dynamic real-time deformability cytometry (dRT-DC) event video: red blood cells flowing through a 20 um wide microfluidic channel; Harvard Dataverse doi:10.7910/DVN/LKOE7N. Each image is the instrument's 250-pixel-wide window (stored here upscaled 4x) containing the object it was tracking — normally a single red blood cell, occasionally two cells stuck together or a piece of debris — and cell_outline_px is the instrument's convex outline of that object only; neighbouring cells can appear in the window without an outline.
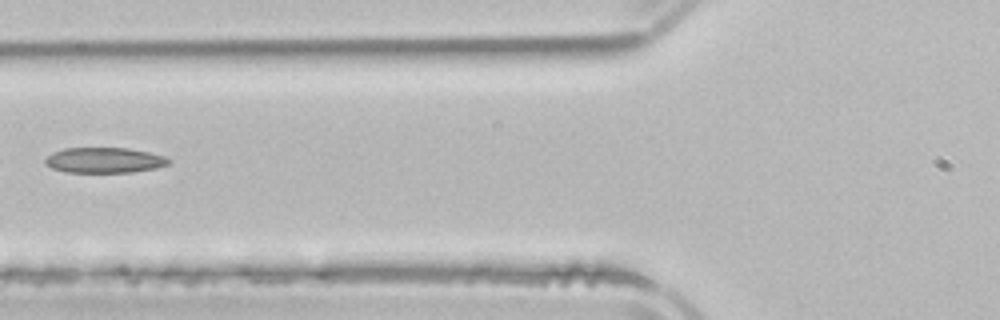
{"species": "common noctule bat (a hibernating species)", "species_latin": "Nyctalus noctula", "temperature_condition": "room temperature", "stored_images_in_passage": 6, "camera_frame_rate_fps": 3000, "um_per_image_px": 0.085, "animal": {"sex": "male", "body_mass_g": 21.5, "forearm_length_mm": 52.0}, "frame": {"image": 1, "passage_image": 6, "time_ms": 8.0, "image_size_px": [1000, 320], "cell_outline_px": [[172, 160], [168, 164], [156, 168], [132, 172], [68, 172], [52, 168], [44, 164], [44, 160], [52, 152], [64, 148], [128, 148], [148, 152], [164, 156]], "centroid_in_image_um": [8.86, 13.61], "position_along_channel_um": 116.9, "area_um2": 18.26}}